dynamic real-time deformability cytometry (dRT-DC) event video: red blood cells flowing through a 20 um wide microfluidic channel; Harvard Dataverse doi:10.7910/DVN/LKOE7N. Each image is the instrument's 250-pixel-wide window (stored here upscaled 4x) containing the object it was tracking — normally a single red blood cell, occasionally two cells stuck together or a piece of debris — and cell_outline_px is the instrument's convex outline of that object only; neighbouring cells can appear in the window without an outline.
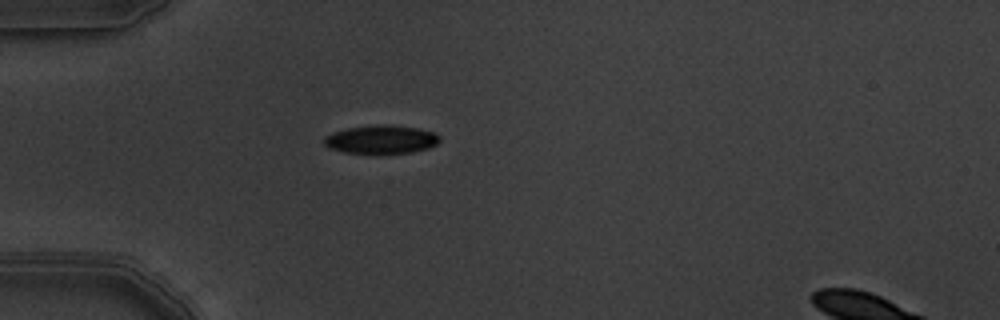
{"species": "common noctule bat (a hibernating species)", "species_latin": "Nyctalus noctula", "temperature_condition": "warm", "stored_images_in_passage": 2, "camera_frame_rate_fps": 3000, "um_per_image_px": 0.085, "animal": {"sex": "male", "body_mass_g": 19.5, "forearm_length_mm": 54.6}, "frame": {"image": 1, "passage_image": 1, "time_ms": 0.0, "image_size_px": [1000, 320], "cell_outline_px": [[440, 140], [436, 144], [428, 148], [412, 152], [380, 156], [344, 152], [328, 148], [324, 144], [324, 136], [332, 132], [348, 128], [416, 128], [432, 132], [440, 136]], "centroid_in_image_um": [32.35, 11.96], "position_along_channel_um": 52.6, "area_um2": 18.67}}